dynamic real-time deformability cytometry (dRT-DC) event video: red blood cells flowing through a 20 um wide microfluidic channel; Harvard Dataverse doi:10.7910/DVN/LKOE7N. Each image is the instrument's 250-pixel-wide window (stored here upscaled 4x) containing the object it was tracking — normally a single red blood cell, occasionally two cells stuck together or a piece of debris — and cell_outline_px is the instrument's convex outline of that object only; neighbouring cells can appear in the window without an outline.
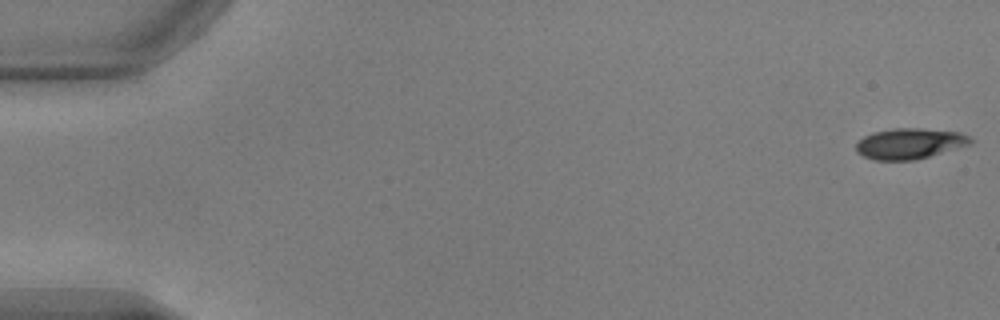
{"species": "common noctule bat (a hibernating species)", "species_latin": "Nyctalus noctula", "temperature_condition": "warm", "stored_images_in_passage": 53, "camera_frame_rate_fps": 3000, "um_per_image_px": 0.085, "animal": {"sex": "male", "body_mass_g": 17.9, "forearm_length_mm": 54.2}, "frame": {"image": 1, "passage_image": 1, "time_ms": 0.0, "image_size_px": [1000, 320], "cell_outline_px": [[976, 140], [972, 144], [916, 160], [876, 160], [864, 156], [856, 152], [856, 144], [864, 136], [872, 132], [892, 128], [920, 128], [960, 132], [972, 136]], "centroid_in_image_um": [77.38, 12.19], "position_along_channel_um": 7.6, "area_um2": 20.75}}
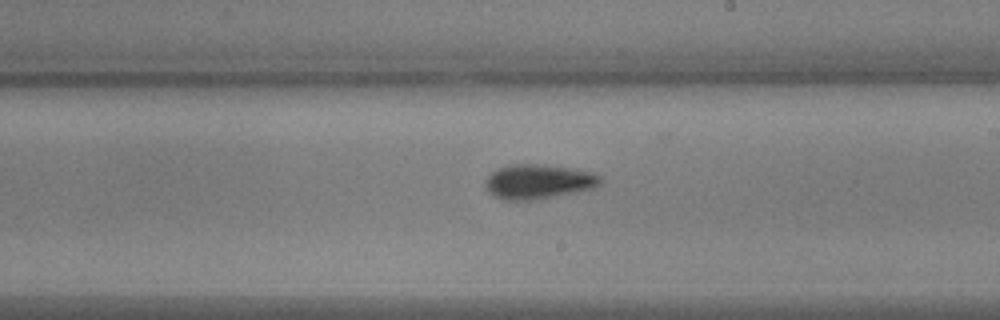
{"frame": {"image": 2, "passage_image": 31, "time_ms": 10.0, "image_size_px": [1000, 320], "cell_outline_px": [[600, 184], [596, 188], [540, 200], [508, 200], [496, 196], [488, 192], [484, 188], [484, 184], [488, 176], [492, 172], [500, 168], [512, 164], [540, 164], [568, 168], [592, 172], [600, 176]], "centroid_in_image_um": [45.77, 15.45], "position_along_channel_um": 243.2, "area_um2": 23.24}}
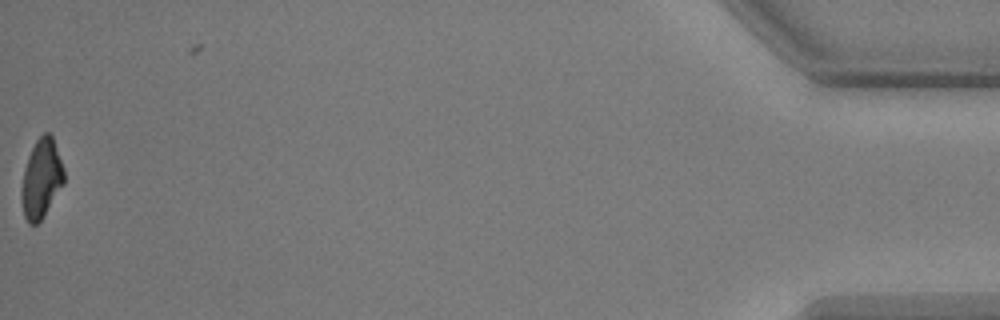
{"frame": {"image": 3, "passage_image": 53, "time_ms": 17.333, "image_size_px": [1000, 320], "cell_outline_px": [[64, 184], [44, 216], [36, 224], [28, 224], [24, 216], [20, 200], [20, 188], [24, 168], [28, 156], [36, 140], [44, 132], [48, 132], [52, 136], [64, 168]], "centroid_in_image_um": [3.5, 15.21], "position_along_channel_um": 431.7, "area_um2": 19.83}, "authors_computed_cell_mechanics": {"area_um2": 21.4438, "velocity_mm_per_s": 3.8422, "shape_relaxation_time_tau1_ms": 3.1661, "shape_relaxation_time_tau2_ms": 8.3701, "deformation_change_tau1": 0.1489, "deformation_change_tau2": 0.1339}}